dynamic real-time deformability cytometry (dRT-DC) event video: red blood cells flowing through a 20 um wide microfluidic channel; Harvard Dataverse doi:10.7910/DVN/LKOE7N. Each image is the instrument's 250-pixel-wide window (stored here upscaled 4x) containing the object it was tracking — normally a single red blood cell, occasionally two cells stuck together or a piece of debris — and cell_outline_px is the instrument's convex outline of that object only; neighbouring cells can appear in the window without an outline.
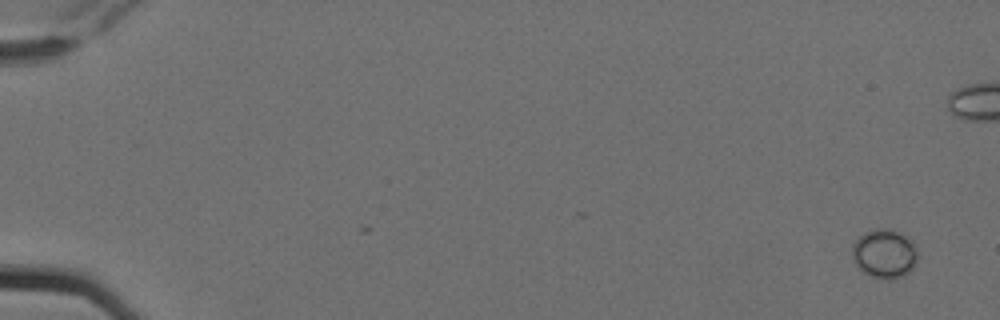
{"species": "Egyptian fruit bat (a non-hibernating species)", "species_latin": "Rousettus aegyptiacus", "temperature_condition": "cold", "stored_images_in_passage": 7, "camera_frame_rate_fps": 3000, "um_per_image_px": 0.085, "animal": {"sex": "female"}, "frame": {"image": 1, "passage_image": 1, "time_ms": 0.0, "image_size_px": [1000, 320], "cell_outline_px": [[916, 264], [908, 272], [892, 280], [884, 280], [860, 272], [852, 260], [852, 244], [864, 232], [876, 228], [880, 228], [896, 232], [912, 240], [916, 248]], "centroid_in_image_um": [75.13, 21.59], "position_along_channel_um": 9.9, "area_um2": 18.73}}